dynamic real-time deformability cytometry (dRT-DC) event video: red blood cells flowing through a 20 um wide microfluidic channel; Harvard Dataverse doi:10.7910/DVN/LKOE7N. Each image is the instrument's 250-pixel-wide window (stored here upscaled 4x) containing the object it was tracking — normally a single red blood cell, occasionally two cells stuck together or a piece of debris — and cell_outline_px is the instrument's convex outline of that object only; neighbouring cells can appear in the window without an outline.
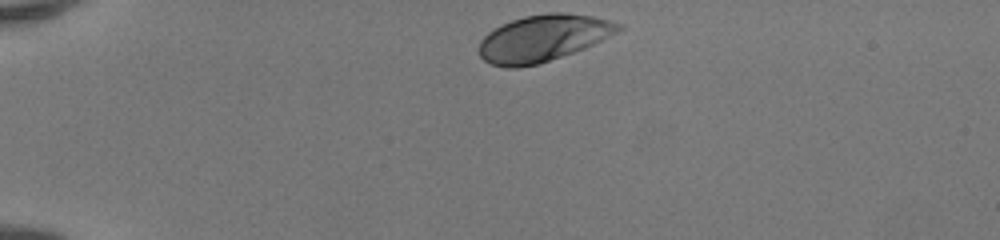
{"species": "human", "species_latin": "Homo sapiens", "temperature_condition": "room temperature", "stored_images_in_passage": 34, "camera_frame_rate_fps": 3000, "um_per_image_px": 0.085, "donor": {"sex": "female"}, "frame": {"image": 1, "passage_image": 1, "time_ms": 0.0, "image_size_px": [1000, 240], "cell_outline_px": [[624, 28], [584, 48], [540, 64], [516, 68], [504, 68], [492, 64], [484, 60], [480, 56], [476, 48], [480, 40], [488, 32], [512, 20], [524, 16], [548, 12], [564, 12], [592, 16], [624, 24]], "centroid_in_image_um": [46.12, 3.25], "position_along_channel_um": 38.9, "area_um2": 37.92}}
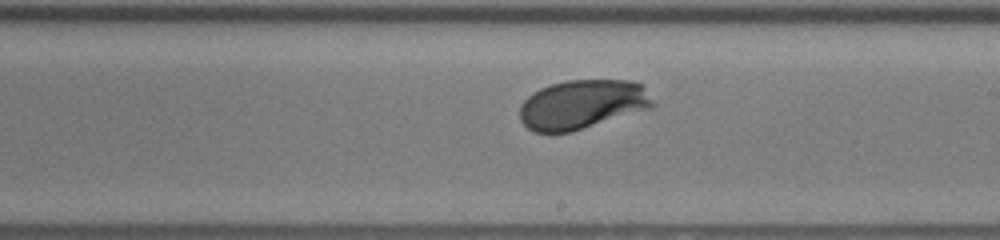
{"frame": {"image": 2, "passage_image": 20, "time_ms": 6.333, "image_size_px": [1000, 240], "cell_outline_px": [[656, 104], [652, 108], [572, 132], [536, 132], [528, 128], [520, 120], [520, 104], [528, 96], [540, 88], [552, 84], [568, 80], [632, 80], [644, 84]], "centroid_in_image_um": [49.54, 8.87], "position_along_channel_um": 239.5, "area_um2": 38.49}}
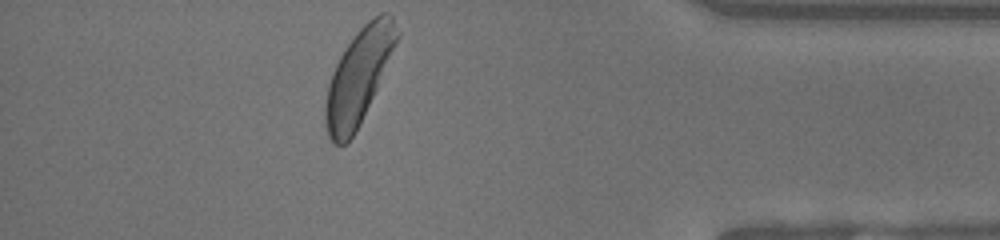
{"frame": {"image": 3, "passage_image": 34, "time_ms": 11.0, "image_size_px": [1000, 240], "cell_outline_px": [[400, 36], [360, 124], [356, 132], [340, 148], [332, 144], [328, 136], [324, 124], [324, 104], [328, 84], [332, 72], [344, 48], [356, 32], [372, 16], [380, 12], [388, 12], [392, 16], [400, 32]], "centroid_in_image_um": [30.46, 6.5], "position_along_channel_um": 404.7, "area_um2": 39.54}, "authors_computed_cell_mechanics": {"area_um2": 38.0324, "velocity_mm_per_s": 4.1358, "shape_relaxation_time_tau1_ms": 1.2973, "shape_relaxation_time_tau2_ms": null, "deformation_change_tau1": 0.1213, "deformation_change_tau2": null}}